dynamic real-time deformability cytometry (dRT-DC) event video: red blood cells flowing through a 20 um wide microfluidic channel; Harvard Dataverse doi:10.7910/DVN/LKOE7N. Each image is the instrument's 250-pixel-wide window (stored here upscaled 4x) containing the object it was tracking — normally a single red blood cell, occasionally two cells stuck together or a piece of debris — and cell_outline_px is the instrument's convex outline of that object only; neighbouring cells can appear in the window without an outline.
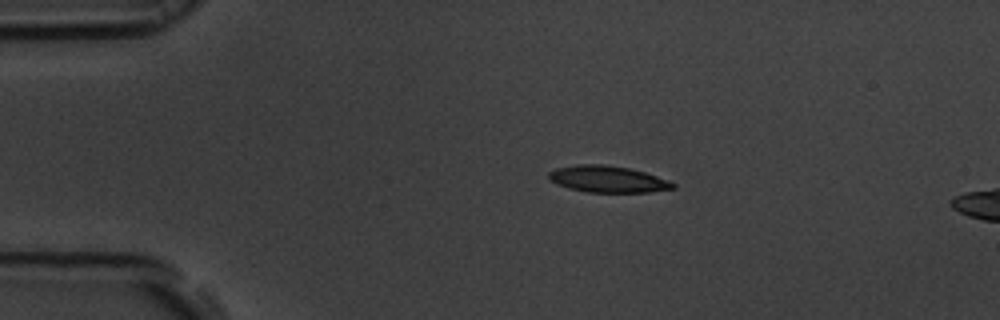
{"species": "common noctule bat (a hibernating species)", "species_latin": "Nyctalus noctula", "temperature_condition": "room temperature", "stored_images_in_passage": 7, "camera_frame_rate_fps": 3000, "um_per_image_px": 0.085, "animal": {"sex": "male", "body_mass_g": 19.5, "forearm_length_mm": 54.6}, "frame": {"image": 1, "passage_image": 1, "time_ms": 0.0, "image_size_px": [1000, 320], "cell_outline_px": [[676, 188], [648, 192], [588, 192], [568, 188], [556, 184], [548, 180], [548, 172], [556, 168], [576, 164], [604, 164], [628, 168], [644, 172], [668, 180], [676, 184]], "centroid_in_image_um": [51.62, 15.22], "position_along_channel_um": 33.4, "area_um2": 19.31}}